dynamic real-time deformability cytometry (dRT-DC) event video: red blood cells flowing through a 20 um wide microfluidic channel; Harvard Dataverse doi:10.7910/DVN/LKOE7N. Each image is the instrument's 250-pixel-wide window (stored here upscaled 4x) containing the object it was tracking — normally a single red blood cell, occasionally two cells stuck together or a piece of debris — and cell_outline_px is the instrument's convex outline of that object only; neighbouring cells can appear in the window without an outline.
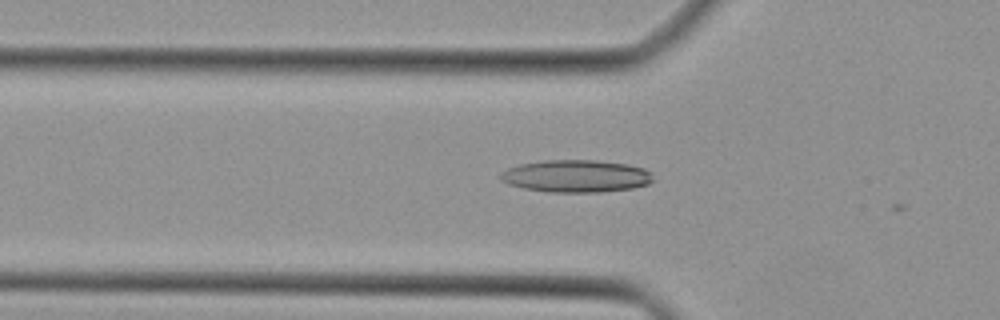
{"species": "Egyptian fruit bat (a non-hibernating species)", "species_latin": "Rousettus aegyptiacus", "temperature_condition": "cold", "stored_images_in_passage": 6, "camera_frame_rate_fps": 3000, "um_per_image_px": 0.085, "animal": {"sex": "female"}, "frame": {"image": 1, "passage_image": 5, "time_ms": 1.333, "image_size_px": [1000, 320], "cell_outline_px": [[652, 180], [648, 184], [632, 188], [600, 192], [548, 192], [524, 188], [508, 184], [500, 180], [500, 172], [508, 168], [520, 164], [544, 160], [596, 160], [628, 164], [644, 168], [648, 172]], "centroid_in_image_um": [48.92, 14.96], "position_along_channel_um": 76.9, "area_um2": 28.73}}